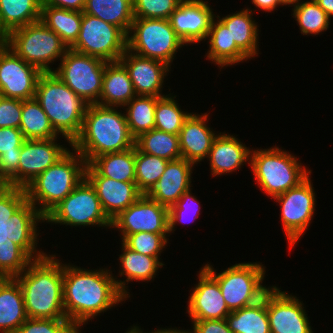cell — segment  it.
I'll return each instance as SVG.
<instances>
[{
    "instance_id": "obj_1",
    "label": "cell",
    "mask_w": 333,
    "mask_h": 333,
    "mask_svg": "<svg viewBox=\"0 0 333 333\" xmlns=\"http://www.w3.org/2000/svg\"><path fill=\"white\" fill-rule=\"evenodd\" d=\"M75 263L63 261L64 309L66 318L84 330L90 320L128 299L117 287L111 267L87 269Z\"/></svg>"
},
{
    "instance_id": "obj_2",
    "label": "cell",
    "mask_w": 333,
    "mask_h": 333,
    "mask_svg": "<svg viewBox=\"0 0 333 333\" xmlns=\"http://www.w3.org/2000/svg\"><path fill=\"white\" fill-rule=\"evenodd\" d=\"M50 252L14 278L21 286L28 318L67 319L63 300V261Z\"/></svg>"
},
{
    "instance_id": "obj_3",
    "label": "cell",
    "mask_w": 333,
    "mask_h": 333,
    "mask_svg": "<svg viewBox=\"0 0 333 333\" xmlns=\"http://www.w3.org/2000/svg\"><path fill=\"white\" fill-rule=\"evenodd\" d=\"M89 104L82 130L73 141L72 147L89 164L95 157L105 153L123 152L135 146L124 110Z\"/></svg>"
},
{
    "instance_id": "obj_4",
    "label": "cell",
    "mask_w": 333,
    "mask_h": 333,
    "mask_svg": "<svg viewBox=\"0 0 333 333\" xmlns=\"http://www.w3.org/2000/svg\"><path fill=\"white\" fill-rule=\"evenodd\" d=\"M34 98L48 116L54 130L73 143L82 130L89 104L54 72L40 75Z\"/></svg>"
},
{
    "instance_id": "obj_5",
    "label": "cell",
    "mask_w": 333,
    "mask_h": 333,
    "mask_svg": "<svg viewBox=\"0 0 333 333\" xmlns=\"http://www.w3.org/2000/svg\"><path fill=\"white\" fill-rule=\"evenodd\" d=\"M298 158L291 151L274 144L268 148L252 147L249 168L255 184L271 200L297 187L312 174V170Z\"/></svg>"
},
{
    "instance_id": "obj_6",
    "label": "cell",
    "mask_w": 333,
    "mask_h": 333,
    "mask_svg": "<svg viewBox=\"0 0 333 333\" xmlns=\"http://www.w3.org/2000/svg\"><path fill=\"white\" fill-rule=\"evenodd\" d=\"M86 161L73 147L26 187L27 200L45 217L85 178Z\"/></svg>"
},
{
    "instance_id": "obj_7",
    "label": "cell",
    "mask_w": 333,
    "mask_h": 333,
    "mask_svg": "<svg viewBox=\"0 0 333 333\" xmlns=\"http://www.w3.org/2000/svg\"><path fill=\"white\" fill-rule=\"evenodd\" d=\"M211 262L202 267L218 282L221 294L232 312L261 300L272 287L266 285V266L262 262H239L218 273ZM265 285H264V283Z\"/></svg>"
},
{
    "instance_id": "obj_8",
    "label": "cell",
    "mask_w": 333,
    "mask_h": 333,
    "mask_svg": "<svg viewBox=\"0 0 333 333\" xmlns=\"http://www.w3.org/2000/svg\"><path fill=\"white\" fill-rule=\"evenodd\" d=\"M6 46L42 73L54 72L53 64L57 65L69 49L41 20L11 31Z\"/></svg>"
},
{
    "instance_id": "obj_9",
    "label": "cell",
    "mask_w": 333,
    "mask_h": 333,
    "mask_svg": "<svg viewBox=\"0 0 333 333\" xmlns=\"http://www.w3.org/2000/svg\"><path fill=\"white\" fill-rule=\"evenodd\" d=\"M187 47L168 19L134 18L127 35V49L139 56L174 65L177 52Z\"/></svg>"
},
{
    "instance_id": "obj_10",
    "label": "cell",
    "mask_w": 333,
    "mask_h": 333,
    "mask_svg": "<svg viewBox=\"0 0 333 333\" xmlns=\"http://www.w3.org/2000/svg\"><path fill=\"white\" fill-rule=\"evenodd\" d=\"M46 223L70 228L111 229V220L104 213L95 188L86 178L45 216Z\"/></svg>"
},
{
    "instance_id": "obj_11",
    "label": "cell",
    "mask_w": 333,
    "mask_h": 333,
    "mask_svg": "<svg viewBox=\"0 0 333 333\" xmlns=\"http://www.w3.org/2000/svg\"><path fill=\"white\" fill-rule=\"evenodd\" d=\"M311 174L297 187L275 197L274 202L280 207L281 228L285 233L288 248L292 249L306 234L316 215V193Z\"/></svg>"
},
{
    "instance_id": "obj_12",
    "label": "cell",
    "mask_w": 333,
    "mask_h": 333,
    "mask_svg": "<svg viewBox=\"0 0 333 333\" xmlns=\"http://www.w3.org/2000/svg\"><path fill=\"white\" fill-rule=\"evenodd\" d=\"M106 61L70 48L54 73L88 104H97L102 92Z\"/></svg>"
},
{
    "instance_id": "obj_13",
    "label": "cell",
    "mask_w": 333,
    "mask_h": 333,
    "mask_svg": "<svg viewBox=\"0 0 333 333\" xmlns=\"http://www.w3.org/2000/svg\"><path fill=\"white\" fill-rule=\"evenodd\" d=\"M70 49L117 62L127 49V35L119 27L83 12L78 39Z\"/></svg>"
},
{
    "instance_id": "obj_14",
    "label": "cell",
    "mask_w": 333,
    "mask_h": 333,
    "mask_svg": "<svg viewBox=\"0 0 333 333\" xmlns=\"http://www.w3.org/2000/svg\"><path fill=\"white\" fill-rule=\"evenodd\" d=\"M280 289L281 287L275 284L266 292V310L271 333H314L303 300Z\"/></svg>"
},
{
    "instance_id": "obj_15",
    "label": "cell",
    "mask_w": 333,
    "mask_h": 333,
    "mask_svg": "<svg viewBox=\"0 0 333 333\" xmlns=\"http://www.w3.org/2000/svg\"><path fill=\"white\" fill-rule=\"evenodd\" d=\"M111 230L119 232L120 242L139 232L168 233V208L142 194L111 220Z\"/></svg>"
},
{
    "instance_id": "obj_16",
    "label": "cell",
    "mask_w": 333,
    "mask_h": 333,
    "mask_svg": "<svg viewBox=\"0 0 333 333\" xmlns=\"http://www.w3.org/2000/svg\"><path fill=\"white\" fill-rule=\"evenodd\" d=\"M39 223L45 224V217L30 201L26 200L7 222H0V242H10L11 240L33 260L40 259L49 252H45L39 247L42 240L39 239L41 237L39 235H42Z\"/></svg>"
},
{
    "instance_id": "obj_17",
    "label": "cell",
    "mask_w": 333,
    "mask_h": 333,
    "mask_svg": "<svg viewBox=\"0 0 333 333\" xmlns=\"http://www.w3.org/2000/svg\"><path fill=\"white\" fill-rule=\"evenodd\" d=\"M41 74L9 47L0 50V96L20 100L34 98Z\"/></svg>"
},
{
    "instance_id": "obj_18",
    "label": "cell",
    "mask_w": 333,
    "mask_h": 333,
    "mask_svg": "<svg viewBox=\"0 0 333 333\" xmlns=\"http://www.w3.org/2000/svg\"><path fill=\"white\" fill-rule=\"evenodd\" d=\"M59 139H34L23 142L18 166V187L25 188L70 150L72 143L68 139ZM61 141L66 144L62 145Z\"/></svg>"
},
{
    "instance_id": "obj_19",
    "label": "cell",
    "mask_w": 333,
    "mask_h": 333,
    "mask_svg": "<svg viewBox=\"0 0 333 333\" xmlns=\"http://www.w3.org/2000/svg\"><path fill=\"white\" fill-rule=\"evenodd\" d=\"M216 9L206 0H183L170 15L169 21L176 35L190 47L205 42Z\"/></svg>"
},
{
    "instance_id": "obj_20",
    "label": "cell",
    "mask_w": 333,
    "mask_h": 333,
    "mask_svg": "<svg viewBox=\"0 0 333 333\" xmlns=\"http://www.w3.org/2000/svg\"><path fill=\"white\" fill-rule=\"evenodd\" d=\"M197 282L189 291L186 313L191 321L226 319L231 313L218 282L203 268L197 271Z\"/></svg>"
},
{
    "instance_id": "obj_21",
    "label": "cell",
    "mask_w": 333,
    "mask_h": 333,
    "mask_svg": "<svg viewBox=\"0 0 333 333\" xmlns=\"http://www.w3.org/2000/svg\"><path fill=\"white\" fill-rule=\"evenodd\" d=\"M119 62L127 70L137 95L162 97L169 94L163 92V88L172 70L165 63L139 56L128 49Z\"/></svg>"
},
{
    "instance_id": "obj_22",
    "label": "cell",
    "mask_w": 333,
    "mask_h": 333,
    "mask_svg": "<svg viewBox=\"0 0 333 333\" xmlns=\"http://www.w3.org/2000/svg\"><path fill=\"white\" fill-rule=\"evenodd\" d=\"M85 178L95 188L101 207L110 220L142 196L135 182L101 176L90 164H86Z\"/></svg>"
},
{
    "instance_id": "obj_23",
    "label": "cell",
    "mask_w": 333,
    "mask_h": 333,
    "mask_svg": "<svg viewBox=\"0 0 333 333\" xmlns=\"http://www.w3.org/2000/svg\"><path fill=\"white\" fill-rule=\"evenodd\" d=\"M201 114V115H200ZM192 112L179 132V148L183 159L196 166L208 158L213 140L220 131L213 130L210 122V111Z\"/></svg>"
},
{
    "instance_id": "obj_24",
    "label": "cell",
    "mask_w": 333,
    "mask_h": 333,
    "mask_svg": "<svg viewBox=\"0 0 333 333\" xmlns=\"http://www.w3.org/2000/svg\"><path fill=\"white\" fill-rule=\"evenodd\" d=\"M237 134L219 132L213 140L209 156V170L211 177L237 173V170L250 166L252 147H247ZM251 147V148H250Z\"/></svg>"
},
{
    "instance_id": "obj_25",
    "label": "cell",
    "mask_w": 333,
    "mask_h": 333,
    "mask_svg": "<svg viewBox=\"0 0 333 333\" xmlns=\"http://www.w3.org/2000/svg\"><path fill=\"white\" fill-rule=\"evenodd\" d=\"M120 246L121 254L118 255L117 259L119 261L118 275L115 274L117 271L114 269L112 271L114 272L113 277L121 293L131 300L132 294L129 292L131 289H129L128 284L134 283V281L142 283L154 281L159 270L164 269L165 262H161L157 257L134 252L122 242Z\"/></svg>"
},
{
    "instance_id": "obj_26",
    "label": "cell",
    "mask_w": 333,
    "mask_h": 333,
    "mask_svg": "<svg viewBox=\"0 0 333 333\" xmlns=\"http://www.w3.org/2000/svg\"><path fill=\"white\" fill-rule=\"evenodd\" d=\"M195 166L183 158L169 161L159 180L146 195L160 205L170 208L183 193L193 187Z\"/></svg>"
},
{
    "instance_id": "obj_27",
    "label": "cell",
    "mask_w": 333,
    "mask_h": 333,
    "mask_svg": "<svg viewBox=\"0 0 333 333\" xmlns=\"http://www.w3.org/2000/svg\"><path fill=\"white\" fill-rule=\"evenodd\" d=\"M254 14L247 8H242L239 11L230 12L224 16H216L228 27L231 35V44H236L237 47L251 60L258 58L261 54L259 41L261 30L259 24L254 19Z\"/></svg>"
},
{
    "instance_id": "obj_28",
    "label": "cell",
    "mask_w": 333,
    "mask_h": 333,
    "mask_svg": "<svg viewBox=\"0 0 333 333\" xmlns=\"http://www.w3.org/2000/svg\"><path fill=\"white\" fill-rule=\"evenodd\" d=\"M206 41L208 49L204 58L216 65L220 71L243 62L249 63L250 59L237 45L231 44L229 29L217 16L212 20Z\"/></svg>"
},
{
    "instance_id": "obj_29",
    "label": "cell",
    "mask_w": 333,
    "mask_h": 333,
    "mask_svg": "<svg viewBox=\"0 0 333 333\" xmlns=\"http://www.w3.org/2000/svg\"><path fill=\"white\" fill-rule=\"evenodd\" d=\"M28 319L23 292L14 278H0V333H15Z\"/></svg>"
},
{
    "instance_id": "obj_30",
    "label": "cell",
    "mask_w": 333,
    "mask_h": 333,
    "mask_svg": "<svg viewBox=\"0 0 333 333\" xmlns=\"http://www.w3.org/2000/svg\"><path fill=\"white\" fill-rule=\"evenodd\" d=\"M135 93L125 67L119 62H107L103 75L102 92L98 105L123 108Z\"/></svg>"
},
{
    "instance_id": "obj_31",
    "label": "cell",
    "mask_w": 333,
    "mask_h": 333,
    "mask_svg": "<svg viewBox=\"0 0 333 333\" xmlns=\"http://www.w3.org/2000/svg\"><path fill=\"white\" fill-rule=\"evenodd\" d=\"M42 0H0V28L11 31L41 20Z\"/></svg>"
},
{
    "instance_id": "obj_32",
    "label": "cell",
    "mask_w": 333,
    "mask_h": 333,
    "mask_svg": "<svg viewBox=\"0 0 333 333\" xmlns=\"http://www.w3.org/2000/svg\"><path fill=\"white\" fill-rule=\"evenodd\" d=\"M83 12L119 27L126 35L134 20L133 0H86Z\"/></svg>"
},
{
    "instance_id": "obj_33",
    "label": "cell",
    "mask_w": 333,
    "mask_h": 333,
    "mask_svg": "<svg viewBox=\"0 0 333 333\" xmlns=\"http://www.w3.org/2000/svg\"><path fill=\"white\" fill-rule=\"evenodd\" d=\"M83 12L42 6L41 21L70 48L78 39Z\"/></svg>"
},
{
    "instance_id": "obj_34",
    "label": "cell",
    "mask_w": 333,
    "mask_h": 333,
    "mask_svg": "<svg viewBox=\"0 0 333 333\" xmlns=\"http://www.w3.org/2000/svg\"><path fill=\"white\" fill-rule=\"evenodd\" d=\"M233 333H271L266 310V293L254 304L232 311L227 317Z\"/></svg>"
},
{
    "instance_id": "obj_35",
    "label": "cell",
    "mask_w": 333,
    "mask_h": 333,
    "mask_svg": "<svg viewBox=\"0 0 333 333\" xmlns=\"http://www.w3.org/2000/svg\"><path fill=\"white\" fill-rule=\"evenodd\" d=\"M101 176L135 182V146L123 152L105 153L89 163Z\"/></svg>"
},
{
    "instance_id": "obj_36",
    "label": "cell",
    "mask_w": 333,
    "mask_h": 333,
    "mask_svg": "<svg viewBox=\"0 0 333 333\" xmlns=\"http://www.w3.org/2000/svg\"><path fill=\"white\" fill-rule=\"evenodd\" d=\"M19 129L25 140L53 139L60 136L53 128L48 116L35 98L22 100L21 123Z\"/></svg>"
},
{
    "instance_id": "obj_37",
    "label": "cell",
    "mask_w": 333,
    "mask_h": 333,
    "mask_svg": "<svg viewBox=\"0 0 333 333\" xmlns=\"http://www.w3.org/2000/svg\"><path fill=\"white\" fill-rule=\"evenodd\" d=\"M290 7L301 35L317 37L329 29L332 20L314 0H297Z\"/></svg>"
},
{
    "instance_id": "obj_38",
    "label": "cell",
    "mask_w": 333,
    "mask_h": 333,
    "mask_svg": "<svg viewBox=\"0 0 333 333\" xmlns=\"http://www.w3.org/2000/svg\"><path fill=\"white\" fill-rule=\"evenodd\" d=\"M157 97L136 95L122 109L131 135L136 139L155 127Z\"/></svg>"
},
{
    "instance_id": "obj_39",
    "label": "cell",
    "mask_w": 333,
    "mask_h": 333,
    "mask_svg": "<svg viewBox=\"0 0 333 333\" xmlns=\"http://www.w3.org/2000/svg\"><path fill=\"white\" fill-rule=\"evenodd\" d=\"M135 146L143 153L155 155L168 161L182 158L179 148V136L156 128L136 138Z\"/></svg>"
},
{
    "instance_id": "obj_40",
    "label": "cell",
    "mask_w": 333,
    "mask_h": 333,
    "mask_svg": "<svg viewBox=\"0 0 333 333\" xmlns=\"http://www.w3.org/2000/svg\"><path fill=\"white\" fill-rule=\"evenodd\" d=\"M169 94L157 97L155 108V127L158 130L179 135V132L184 125L186 119L192 112L184 111L181 109V105L177 101L178 96L171 93L169 87ZM180 106V107H179Z\"/></svg>"
},
{
    "instance_id": "obj_41",
    "label": "cell",
    "mask_w": 333,
    "mask_h": 333,
    "mask_svg": "<svg viewBox=\"0 0 333 333\" xmlns=\"http://www.w3.org/2000/svg\"><path fill=\"white\" fill-rule=\"evenodd\" d=\"M168 162L155 155L143 153L135 146V183L142 194H147L153 188Z\"/></svg>"
},
{
    "instance_id": "obj_42",
    "label": "cell",
    "mask_w": 333,
    "mask_h": 333,
    "mask_svg": "<svg viewBox=\"0 0 333 333\" xmlns=\"http://www.w3.org/2000/svg\"><path fill=\"white\" fill-rule=\"evenodd\" d=\"M193 188L183 193L174 205L168 208V233L174 234L177 226L195 222L201 215V202L192 193Z\"/></svg>"
},
{
    "instance_id": "obj_43",
    "label": "cell",
    "mask_w": 333,
    "mask_h": 333,
    "mask_svg": "<svg viewBox=\"0 0 333 333\" xmlns=\"http://www.w3.org/2000/svg\"><path fill=\"white\" fill-rule=\"evenodd\" d=\"M168 237L170 238L169 233L139 232L128 235L122 243L134 252L157 257L163 262L161 254L167 249L168 244H171Z\"/></svg>"
},
{
    "instance_id": "obj_44",
    "label": "cell",
    "mask_w": 333,
    "mask_h": 333,
    "mask_svg": "<svg viewBox=\"0 0 333 333\" xmlns=\"http://www.w3.org/2000/svg\"><path fill=\"white\" fill-rule=\"evenodd\" d=\"M33 259L16 243L0 242V278L21 274Z\"/></svg>"
},
{
    "instance_id": "obj_45",
    "label": "cell",
    "mask_w": 333,
    "mask_h": 333,
    "mask_svg": "<svg viewBox=\"0 0 333 333\" xmlns=\"http://www.w3.org/2000/svg\"><path fill=\"white\" fill-rule=\"evenodd\" d=\"M83 331L68 319L28 318L15 333H82Z\"/></svg>"
},
{
    "instance_id": "obj_46",
    "label": "cell",
    "mask_w": 333,
    "mask_h": 333,
    "mask_svg": "<svg viewBox=\"0 0 333 333\" xmlns=\"http://www.w3.org/2000/svg\"><path fill=\"white\" fill-rule=\"evenodd\" d=\"M183 0H133L134 18L169 19Z\"/></svg>"
},
{
    "instance_id": "obj_47",
    "label": "cell",
    "mask_w": 333,
    "mask_h": 333,
    "mask_svg": "<svg viewBox=\"0 0 333 333\" xmlns=\"http://www.w3.org/2000/svg\"><path fill=\"white\" fill-rule=\"evenodd\" d=\"M26 200L25 188L7 185L0 188V222H7Z\"/></svg>"
},
{
    "instance_id": "obj_48",
    "label": "cell",
    "mask_w": 333,
    "mask_h": 333,
    "mask_svg": "<svg viewBox=\"0 0 333 333\" xmlns=\"http://www.w3.org/2000/svg\"><path fill=\"white\" fill-rule=\"evenodd\" d=\"M22 100L0 96V128H19Z\"/></svg>"
},
{
    "instance_id": "obj_49",
    "label": "cell",
    "mask_w": 333,
    "mask_h": 333,
    "mask_svg": "<svg viewBox=\"0 0 333 333\" xmlns=\"http://www.w3.org/2000/svg\"><path fill=\"white\" fill-rule=\"evenodd\" d=\"M19 160L20 152H4L0 155V179L5 185L18 187Z\"/></svg>"
},
{
    "instance_id": "obj_50",
    "label": "cell",
    "mask_w": 333,
    "mask_h": 333,
    "mask_svg": "<svg viewBox=\"0 0 333 333\" xmlns=\"http://www.w3.org/2000/svg\"><path fill=\"white\" fill-rule=\"evenodd\" d=\"M24 141L22 131L19 128H0V155L4 152H21Z\"/></svg>"
},
{
    "instance_id": "obj_51",
    "label": "cell",
    "mask_w": 333,
    "mask_h": 333,
    "mask_svg": "<svg viewBox=\"0 0 333 333\" xmlns=\"http://www.w3.org/2000/svg\"><path fill=\"white\" fill-rule=\"evenodd\" d=\"M189 333H233L226 319L190 321Z\"/></svg>"
},
{
    "instance_id": "obj_52",
    "label": "cell",
    "mask_w": 333,
    "mask_h": 333,
    "mask_svg": "<svg viewBox=\"0 0 333 333\" xmlns=\"http://www.w3.org/2000/svg\"><path fill=\"white\" fill-rule=\"evenodd\" d=\"M86 0H42V6H53L83 12Z\"/></svg>"
},
{
    "instance_id": "obj_53",
    "label": "cell",
    "mask_w": 333,
    "mask_h": 333,
    "mask_svg": "<svg viewBox=\"0 0 333 333\" xmlns=\"http://www.w3.org/2000/svg\"><path fill=\"white\" fill-rule=\"evenodd\" d=\"M250 2L254 5L255 9L251 8V5L250 7L248 5L246 8L253 13L257 11L256 8L265 13L267 12V14L271 12L274 13L280 6H285L280 0H251Z\"/></svg>"
},
{
    "instance_id": "obj_54",
    "label": "cell",
    "mask_w": 333,
    "mask_h": 333,
    "mask_svg": "<svg viewBox=\"0 0 333 333\" xmlns=\"http://www.w3.org/2000/svg\"><path fill=\"white\" fill-rule=\"evenodd\" d=\"M139 324H133V325H130L129 328H127V331L128 333H189V327L188 329H185L184 328H178V327H172V325H170L171 327H165V328H162V327H157L156 329H153V330H150L149 332H145L144 331V328H142L140 325L138 326Z\"/></svg>"
},
{
    "instance_id": "obj_55",
    "label": "cell",
    "mask_w": 333,
    "mask_h": 333,
    "mask_svg": "<svg viewBox=\"0 0 333 333\" xmlns=\"http://www.w3.org/2000/svg\"><path fill=\"white\" fill-rule=\"evenodd\" d=\"M328 15L330 19L333 18V0H314Z\"/></svg>"
},
{
    "instance_id": "obj_56",
    "label": "cell",
    "mask_w": 333,
    "mask_h": 333,
    "mask_svg": "<svg viewBox=\"0 0 333 333\" xmlns=\"http://www.w3.org/2000/svg\"><path fill=\"white\" fill-rule=\"evenodd\" d=\"M7 35L0 28V50L6 46Z\"/></svg>"
},
{
    "instance_id": "obj_57",
    "label": "cell",
    "mask_w": 333,
    "mask_h": 333,
    "mask_svg": "<svg viewBox=\"0 0 333 333\" xmlns=\"http://www.w3.org/2000/svg\"><path fill=\"white\" fill-rule=\"evenodd\" d=\"M285 6H292L297 0H280Z\"/></svg>"
},
{
    "instance_id": "obj_58",
    "label": "cell",
    "mask_w": 333,
    "mask_h": 333,
    "mask_svg": "<svg viewBox=\"0 0 333 333\" xmlns=\"http://www.w3.org/2000/svg\"><path fill=\"white\" fill-rule=\"evenodd\" d=\"M5 184L0 179V188H2Z\"/></svg>"
}]
</instances>
